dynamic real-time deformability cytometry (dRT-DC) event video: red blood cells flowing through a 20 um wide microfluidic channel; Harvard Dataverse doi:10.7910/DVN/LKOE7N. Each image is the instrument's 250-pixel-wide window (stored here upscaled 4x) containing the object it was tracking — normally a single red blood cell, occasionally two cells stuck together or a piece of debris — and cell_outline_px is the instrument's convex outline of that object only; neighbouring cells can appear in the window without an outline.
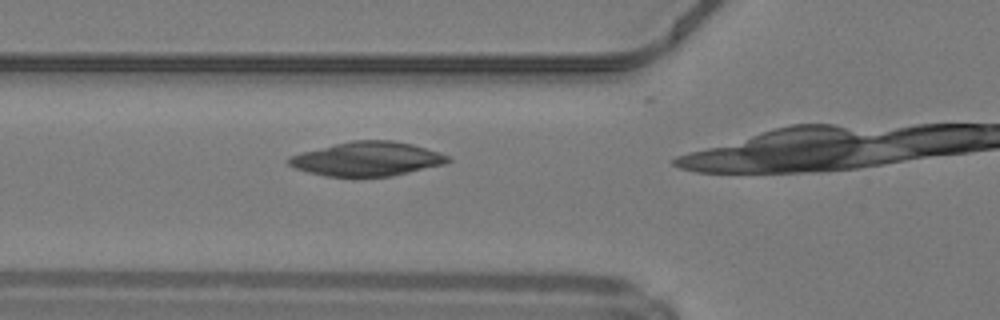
{"species": "common noctule bat (a hibernating species)", "species_latin": "Nyctalus noctula", "temperature_condition": "warm", "stored_images_in_passage": 16, "camera_frame_rate_fps": 3000, "um_per_image_px": 0.085, "animal": {"sex": "male", "body_mass_g": 19.2, "forearm_length_mm": 51.8}, "frame": {"image": 1, "passage_image": 12, "time_ms": 3.667, "image_size_px": [1000, 320], "cell_outline_px": [[452, 160], [444, 164], [392, 176], [328, 176], [308, 172], [296, 168], [288, 164], [288, 156], [352, 140], [392, 140], [412, 144], [440, 152], [448, 156]], "centroid_in_image_um": [31.24, 13.5], "position_along_channel_um": 94.6, "area_um2": 31.27}}